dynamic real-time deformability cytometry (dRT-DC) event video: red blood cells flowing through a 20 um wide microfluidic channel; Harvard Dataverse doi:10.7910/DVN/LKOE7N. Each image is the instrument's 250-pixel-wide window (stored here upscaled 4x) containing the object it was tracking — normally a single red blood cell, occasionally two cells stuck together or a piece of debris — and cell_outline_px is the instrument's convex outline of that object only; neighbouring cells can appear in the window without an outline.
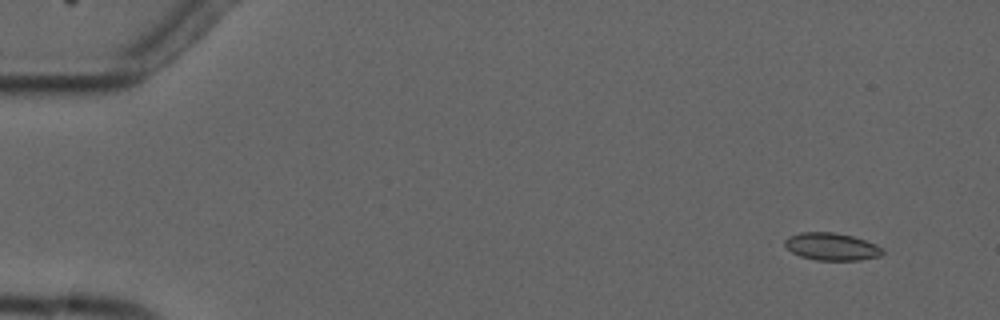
{"species": "common noctule bat (a hibernating species)", "species_latin": "Nyctalus noctula", "temperature_condition": "cold", "stored_images_in_passage": 3, "camera_frame_rate_fps": 3000, "um_per_image_px": 0.085, "animal": {"sex": "male", "forearm_length_mm": 52.5}, "frame": {"image": 1, "passage_image": 2, "time_ms": 1.333, "image_size_px": [1000, 320], "cell_outline_px": [[884, 252], [880, 256], [860, 260], [816, 260], [800, 256], [792, 252], [784, 244], [784, 240], [788, 236], [800, 232], [832, 232], [852, 236], [876, 244], [884, 248]], "centroid_in_image_um": [70.69, 20.96], "position_along_channel_um": 14.3, "area_um2": 15.66}}
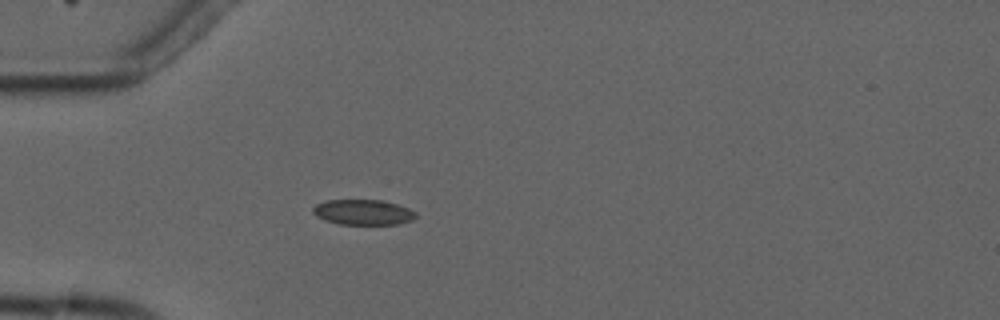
{"frame": {"image": 2, "passage_image": 3, "time_ms": 5.333, "image_size_px": [1000, 320], "cell_outline_px": [[416, 216], [412, 220], [400, 224], [340, 224], [324, 220], [316, 216], [312, 212], [312, 208], [316, 204], [328, 200], [384, 200], [408, 208], [416, 212]], "centroid_in_image_um": [30.86, 18.04], "position_along_channel_um": 54.1, "area_um2": 15.2}}